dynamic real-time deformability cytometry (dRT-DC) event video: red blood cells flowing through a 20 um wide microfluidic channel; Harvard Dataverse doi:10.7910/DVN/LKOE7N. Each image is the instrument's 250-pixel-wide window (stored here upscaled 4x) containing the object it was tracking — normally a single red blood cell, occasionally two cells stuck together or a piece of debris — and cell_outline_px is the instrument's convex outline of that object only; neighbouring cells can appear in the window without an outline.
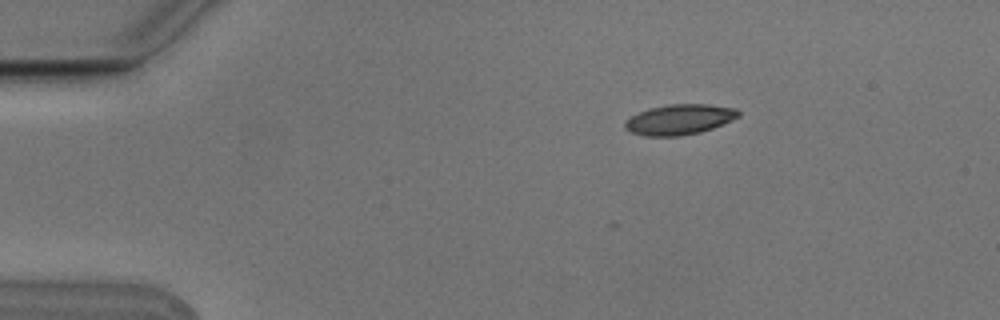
{"species": "Egyptian fruit bat (a non-hibernating species)", "species_latin": "Rousettus aegyptiacus", "temperature_condition": "cold", "stored_images_in_passage": 3, "camera_frame_rate_fps": 3000, "um_per_image_px": 0.085, "animal": {"sex": "male"}, "frame": {"image": 1, "passage_image": 1, "time_ms": 0.0, "image_size_px": [1000, 320], "cell_outline_px": [[740, 116], [732, 120], [712, 128], [700, 132], [680, 136], [644, 136], [632, 132], [624, 128], [624, 120], [648, 108], [672, 104], [708, 104], [736, 108], [740, 112]], "centroid_in_image_um": [57.75, 10.15], "position_along_channel_um": 27.2, "area_um2": 20.06}}